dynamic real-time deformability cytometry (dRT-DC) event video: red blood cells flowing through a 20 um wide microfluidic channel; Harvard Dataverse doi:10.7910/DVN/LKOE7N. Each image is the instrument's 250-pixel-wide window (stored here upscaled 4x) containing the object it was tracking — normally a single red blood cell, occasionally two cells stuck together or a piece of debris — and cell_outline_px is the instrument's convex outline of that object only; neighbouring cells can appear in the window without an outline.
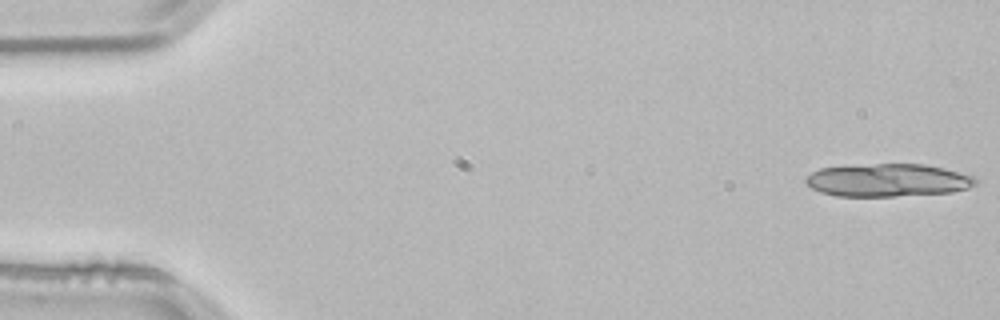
{"species": "common noctule bat (a hibernating species)", "species_latin": "Nyctalus noctula", "temperature_condition": "room temperature", "stored_images_in_passage": 11, "camera_frame_rate_fps": 3000, "um_per_image_px": 0.085, "animal": {"sex": "male", "body_mass_g": 21.5, "forearm_length_mm": 52.0}, "frame": {"image": 1, "passage_image": 1, "time_ms": 0.0, "image_size_px": [1000, 320], "cell_outline_px": [[976, 184], [968, 188], [952, 192], [892, 196], [836, 196], [820, 192], [812, 188], [804, 180], [812, 172], [820, 168], [876, 164], [924, 164], [944, 168], [976, 176]], "centroid_in_image_um": [75.5, 15.32], "position_along_channel_um": 9.5, "area_um2": 32.37}}